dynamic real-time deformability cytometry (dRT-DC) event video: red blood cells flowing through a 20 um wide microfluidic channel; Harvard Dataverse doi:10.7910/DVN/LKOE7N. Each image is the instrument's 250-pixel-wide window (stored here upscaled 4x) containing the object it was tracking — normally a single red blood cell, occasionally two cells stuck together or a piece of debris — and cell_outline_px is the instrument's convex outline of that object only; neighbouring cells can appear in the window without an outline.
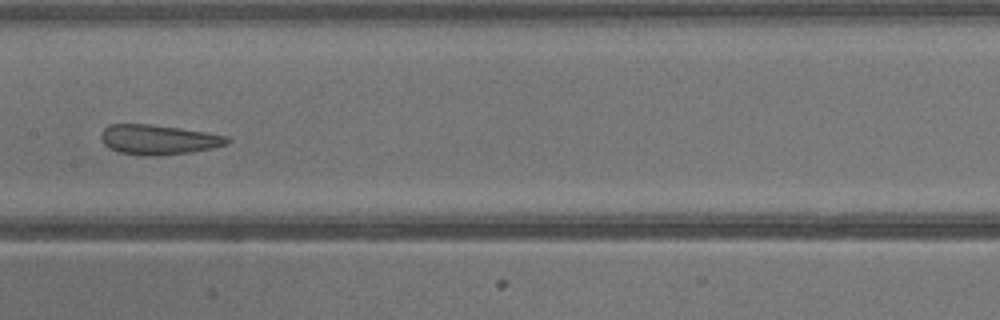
{"species": "common noctule bat (a hibernating species)", "species_latin": "Nyctalus noctula", "temperature_condition": "warm", "stored_images_in_passage": 17, "camera_frame_rate_fps": 3000, "um_per_image_px": 0.085, "animal": {"sex": "male", "body_mass_g": 13.3}, "frame": {"image": 1, "passage_image": 8, "time_ms": 2.333, "image_size_px": [1000, 320], "cell_outline_px": [[232, 140], [224, 144], [212, 148], [192, 152], [156, 156], [144, 156], [116, 152], [108, 148], [104, 144], [100, 136], [104, 128], [108, 124], [152, 124], [180, 128], [228, 136]], "centroid_in_image_um": [13.42, 11.87], "position_along_channel_um": 194.0, "area_um2": 22.08}}
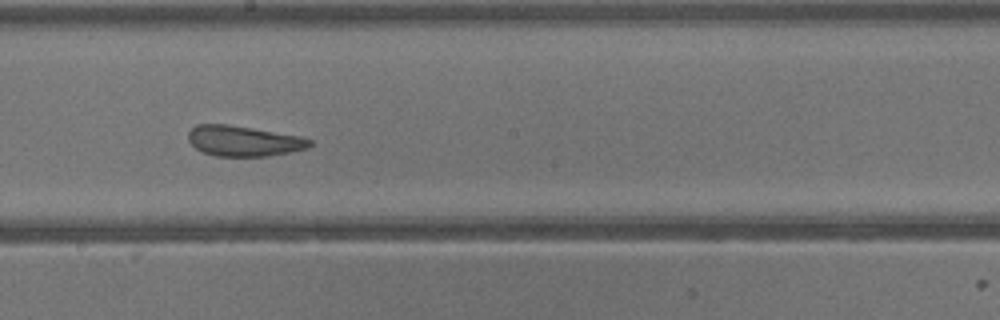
{"frame": {"image": 2, "passage_image": 10, "time_ms": 3.0, "image_size_px": [1000, 320], "cell_outline_px": [[312, 144], [308, 148], [268, 156], [216, 156], [204, 152], [196, 148], [188, 140], [188, 132], [196, 124], [228, 124], [300, 136], [312, 140]], "centroid_in_image_um": [20.7, 11.98], "position_along_channel_um": 227.5, "area_um2": 21.44}}